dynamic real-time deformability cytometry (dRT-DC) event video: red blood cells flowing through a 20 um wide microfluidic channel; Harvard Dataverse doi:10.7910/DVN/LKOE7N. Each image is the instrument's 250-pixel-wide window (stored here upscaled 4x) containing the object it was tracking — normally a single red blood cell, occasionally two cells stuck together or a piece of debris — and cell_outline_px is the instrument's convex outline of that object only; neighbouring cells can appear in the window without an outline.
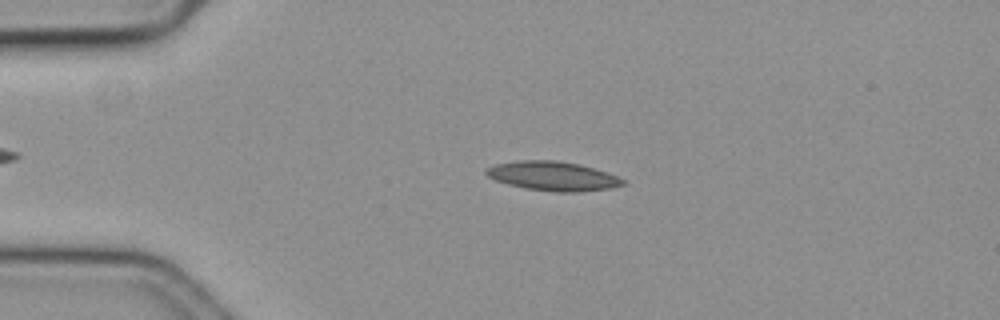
{"species": "common noctule bat (a hibernating species)", "species_latin": "Nyctalus noctula", "temperature_condition": "cold", "stored_images_in_passage": 41, "camera_frame_rate_fps": 3000, "um_per_image_px": 0.085, "animal": {"sex": "female", "body_mass_g": 19.3, "forearm_length_mm": 54.1}, "frame": {"image": 1, "passage_image": 3, "time_ms": 0.667, "image_size_px": [1000, 320], "cell_outline_px": [[628, 184], [612, 188], [580, 192], [556, 192], [524, 188], [508, 184], [496, 180], [488, 176], [484, 172], [488, 168], [496, 164], [520, 160], [556, 160], [576, 164], [608, 172], [628, 180]], "centroid_in_image_um": [47.07, 14.98], "position_along_channel_um": 37.9, "area_um2": 23.35}}
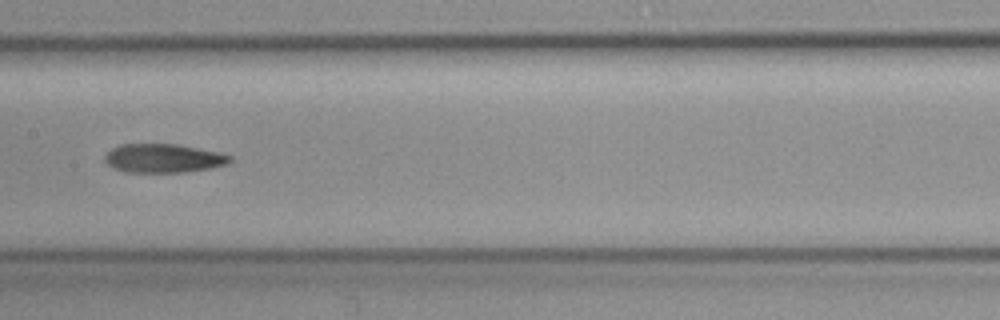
{"frame": {"image": 2, "passage_image": 19, "time_ms": 6.0, "image_size_px": [1000, 320], "cell_outline_px": [[232, 160], [228, 164], [212, 168], [184, 172], [124, 172], [112, 168], [104, 160], [104, 156], [112, 148], [120, 144], [176, 144], [220, 152], [232, 156]], "centroid_in_image_um": [13.9, 13.45], "position_along_channel_um": 193.5, "area_um2": 21.15}}
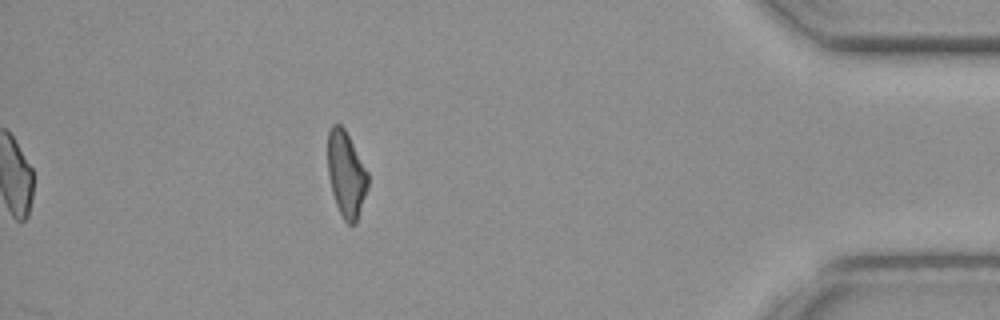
{"frame": {"image": 3, "passage_image": 41, "time_ms": 13.333, "image_size_px": [1000, 320], "cell_outline_px": [[368, 188], [356, 224], [348, 224], [344, 220], [336, 204], [332, 192], [328, 176], [328, 132], [332, 124], [340, 124], [344, 128], [368, 172]], "centroid_in_image_um": [29.43, 14.82], "position_along_channel_um": 405.8, "area_um2": 20.0}}